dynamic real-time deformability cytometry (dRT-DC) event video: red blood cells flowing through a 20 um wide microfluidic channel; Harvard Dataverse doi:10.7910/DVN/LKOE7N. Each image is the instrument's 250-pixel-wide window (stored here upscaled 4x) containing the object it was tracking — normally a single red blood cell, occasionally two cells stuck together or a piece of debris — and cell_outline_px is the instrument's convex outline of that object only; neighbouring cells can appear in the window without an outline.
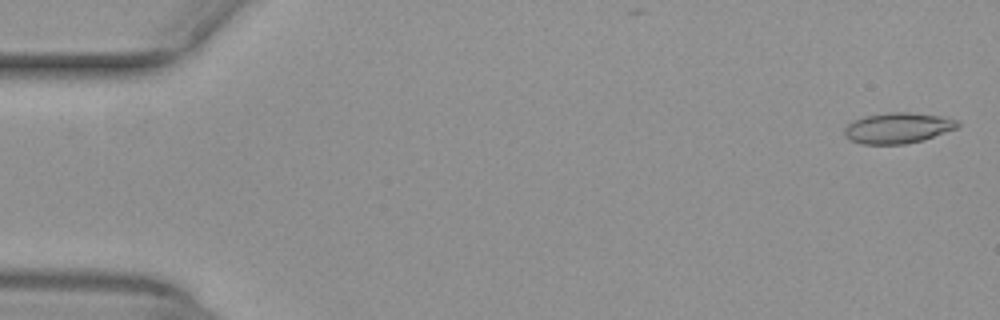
{"species": "common noctule bat (a hibernating species)", "species_latin": "Nyctalus noctula", "temperature_condition": "warm", "stored_images_in_passage": 53, "camera_frame_rate_fps": 3000, "um_per_image_px": 0.085, "animal": {"sex": "female", "body_mass_g": 29.2, "forearm_length_mm": 56.3}, "frame": {"image": 1, "passage_image": 2, "time_ms": 0.333, "image_size_px": [1000, 320], "cell_outline_px": [[960, 124], [956, 128], [924, 140], [904, 144], [860, 144], [848, 140], [844, 136], [844, 128], [852, 120], [864, 116], [888, 112], [908, 112], [944, 116], [960, 120]], "centroid_in_image_um": [76.3, 10.87], "position_along_channel_um": 8.7, "area_um2": 20.58}}
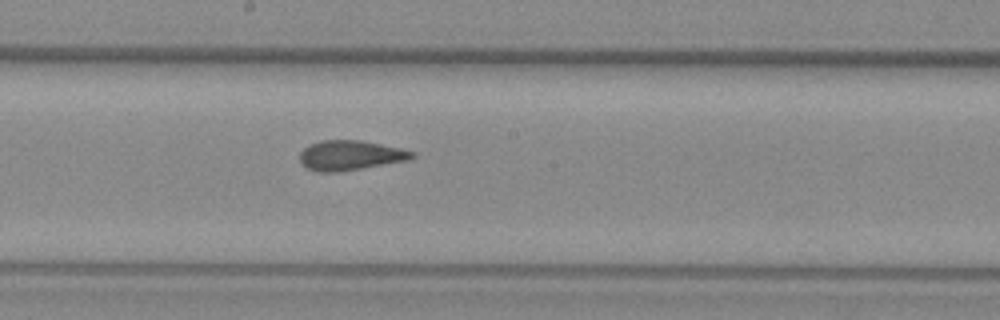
{"frame": {"image": 2, "passage_image": 29, "time_ms": 9.333, "image_size_px": [1000, 320], "cell_outline_px": [[416, 156], [408, 160], [340, 172], [316, 172], [308, 168], [300, 160], [300, 152], [304, 148], [320, 140], [360, 140], [400, 148], [416, 152]], "centroid_in_image_um": [29.79, 13.21], "position_along_channel_um": 218.4, "area_um2": 19.42}}
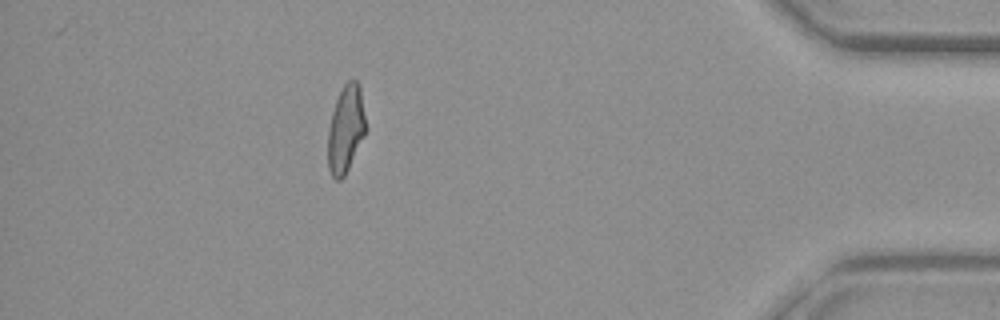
{"frame": {"image": 3, "passage_image": 47, "time_ms": 15.333, "image_size_px": [1000, 320], "cell_outline_px": [[364, 136], [344, 176], [340, 180], [336, 180], [332, 176], [328, 168], [328, 128], [332, 112], [336, 100], [344, 84], [348, 80], [356, 80], [360, 84], [364, 116]], "centroid_in_image_um": [29.36, 10.96], "position_along_channel_um": 405.8, "area_um2": 18.9}, "authors_computed_cell_mechanics": {"area_um2": 19.7098, "velocity_mm_per_s": 3.9845, "shape_relaxation_time_tau1_ms": null, "shape_relaxation_time_tau2_ms": 1.0703, "deformation_change_tau1": null, "deformation_change_tau2": 0.0965}}